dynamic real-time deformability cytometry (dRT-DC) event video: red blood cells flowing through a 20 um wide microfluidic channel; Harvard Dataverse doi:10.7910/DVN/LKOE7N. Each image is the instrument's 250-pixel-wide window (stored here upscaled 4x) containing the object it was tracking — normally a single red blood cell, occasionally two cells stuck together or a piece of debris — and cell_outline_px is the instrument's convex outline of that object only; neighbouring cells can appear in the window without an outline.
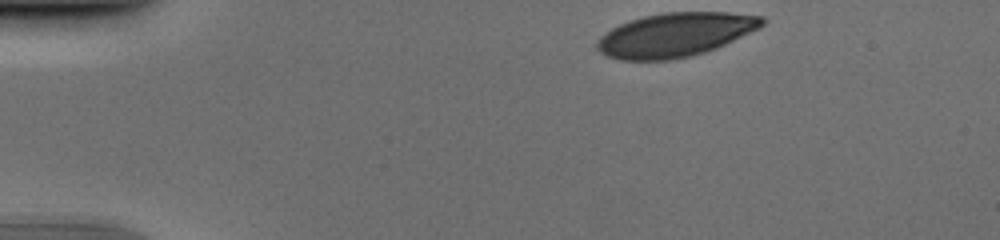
{"species": "human", "species_latin": "Homo sapiens", "temperature_condition": "cold", "stored_images_in_passage": 38, "camera_frame_rate_fps": 3000, "um_per_image_px": 0.085, "donor": {"sex": "male"}, "frame": {"image": 1, "passage_image": 1, "time_ms": 0.0, "image_size_px": [1000, 240], "cell_outline_px": [[768, 20], [760, 28], [716, 48], [692, 56], [672, 60], [620, 60], [608, 56], [600, 52], [596, 48], [596, 40], [600, 36], [612, 28], [620, 24], [644, 16], [664, 12], [728, 12], [764, 16]], "centroid_in_image_um": [57.41, 2.95], "position_along_channel_um": 27.6, "area_um2": 42.43}}
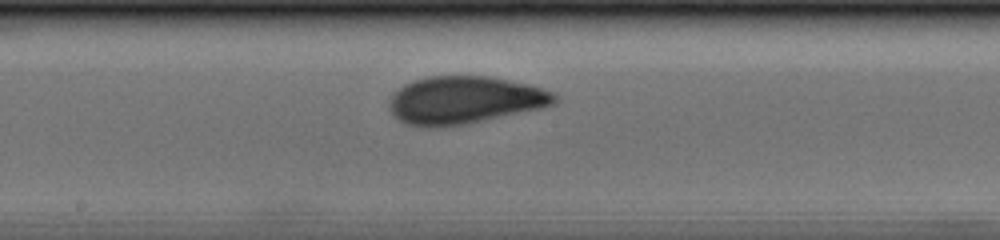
{"frame": {"image": 2, "passage_image": 21, "time_ms": 6.667, "image_size_px": [1000, 240], "cell_outline_px": [[560, 96], [556, 104], [540, 108], [468, 124], [444, 128], [420, 128], [404, 124], [392, 116], [388, 108], [388, 100], [392, 92], [404, 84], [428, 76], [488, 76], [528, 84], [556, 92]], "centroid_in_image_um": [39.44, 8.53], "position_along_channel_um": 208.8, "area_um2": 46.88}}
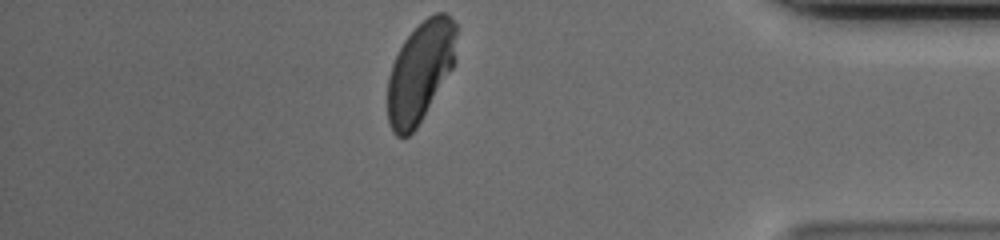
{"frame": {"image": 3, "passage_image": 38, "time_ms": 12.333, "image_size_px": [1000, 240], "cell_outline_px": [[456, 60], [452, 68], [416, 128], [408, 136], [396, 136], [392, 132], [388, 120], [388, 76], [392, 64], [404, 40], [428, 16], [436, 12], [444, 12], [456, 24]], "centroid_in_image_um": [35.72, 6.09], "position_along_channel_um": 399.5, "area_um2": 39.82}}